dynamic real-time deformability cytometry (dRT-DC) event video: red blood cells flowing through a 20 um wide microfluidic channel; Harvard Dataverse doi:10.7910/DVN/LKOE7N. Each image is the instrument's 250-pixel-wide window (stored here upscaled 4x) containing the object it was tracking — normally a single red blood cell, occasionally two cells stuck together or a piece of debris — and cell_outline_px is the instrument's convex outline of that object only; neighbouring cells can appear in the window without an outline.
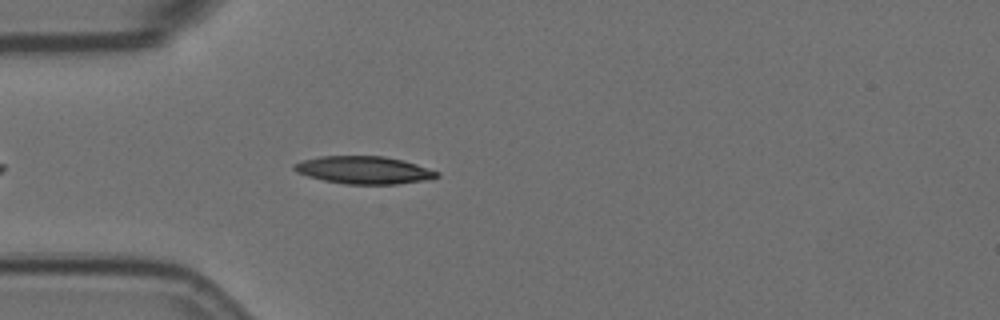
{"species": "Egyptian fruit bat (a non-hibernating species)", "species_latin": "Rousettus aegyptiacus", "temperature_condition": "room temperature", "stored_images_in_passage": 4, "camera_frame_rate_fps": 3000, "um_per_image_px": 0.085, "animal": {"sex": "female"}, "frame": {"image": 1, "passage_image": 4, "time_ms": 1.0, "image_size_px": [1000, 320], "cell_outline_px": [[440, 176], [432, 180], [396, 184], [344, 184], [324, 180], [308, 176], [296, 172], [292, 168], [292, 164], [304, 160], [320, 156], [384, 156], [404, 160], [440, 172]], "centroid_in_image_um": [30.97, 14.46], "position_along_channel_um": 54.0, "area_um2": 23.18}}